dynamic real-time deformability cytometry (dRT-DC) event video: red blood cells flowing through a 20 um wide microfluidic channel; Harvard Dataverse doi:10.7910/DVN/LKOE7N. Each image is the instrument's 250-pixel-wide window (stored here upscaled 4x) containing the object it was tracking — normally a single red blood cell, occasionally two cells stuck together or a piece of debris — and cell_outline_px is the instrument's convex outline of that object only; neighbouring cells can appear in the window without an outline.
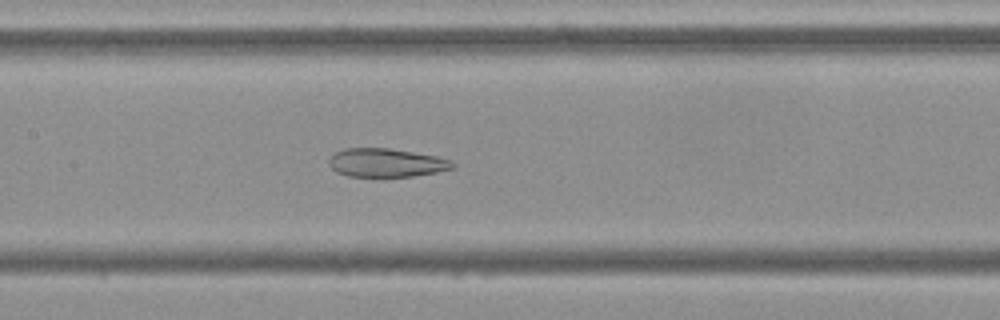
{"species": "Egyptian fruit bat (a non-hibernating species)", "species_latin": "Rousettus aegyptiacus", "temperature_condition": "cold", "stored_images_in_passage": 55, "camera_frame_rate_fps": 3000, "um_per_image_px": 0.085, "frame": {"image": 1, "passage_image": 26, "time_ms": 8.333, "image_size_px": [1000, 320], "cell_outline_px": [[456, 164], [452, 168], [436, 172], [412, 176], [384, 180], [348, 176], [336, 172], [328, 164], [328, 160], [332, 152], [344, 148], [388, 148], [436, 156], [448, 160]], "centroid_in_image_um": [32.74, 13.88], "position_along_channel_um": 174.7, "area_um2": 21.39}}
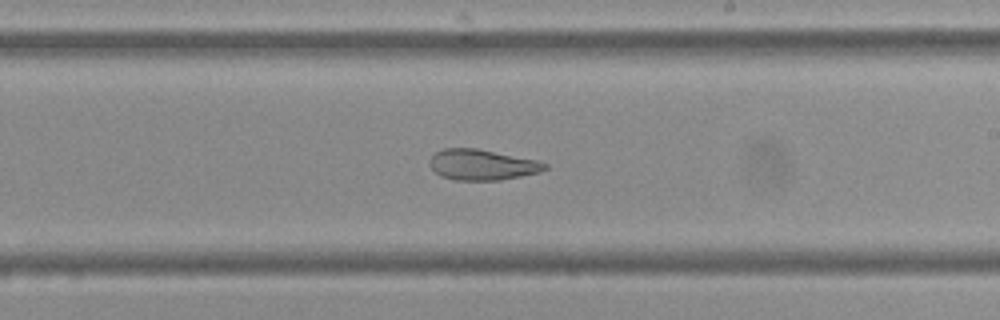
{"frame": {"image": 2, "passage_image": 32, "time_ms": 10.333, "image_size_px": [1000, 320], "cell_outline_px": [[548, 168], [540, 172], [500, 180], [456, 180], [440, 176], [428, 164], [428, 160], [436, 152], [444, 148], [476, 148], [540, 160], [548, 164]], "centroid_in_image_um": [41.0, 14.0], "position_along_channel_um": 248.0, "area_um2": 20.75}}
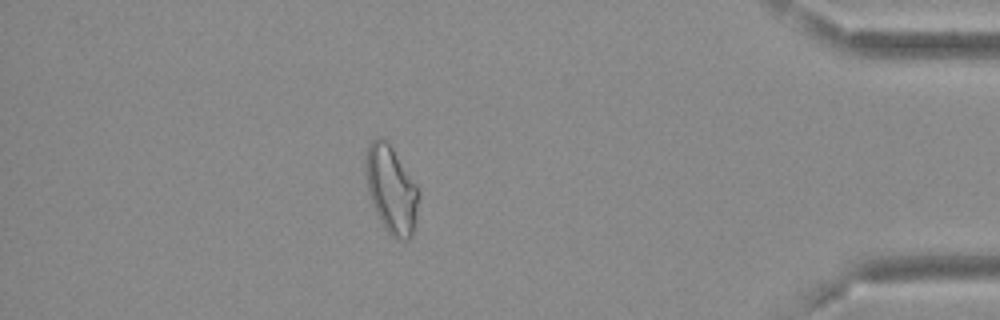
{"frame": {"image": 3, "passage_image": 48, "time_ms": 15.667, "image_size_px": [1000, 320], "cell_outline_px": [[420, 196], [416, 224], [412, 236], [408, 240], [396, 240], [384, 228], [372, 204], [368, 192], [364, 156], [368, 144], [372, 140], [380, 136], [384, 136], [388, 140], [416, 184], [420, 192]], "centroid_in_image_um": [33.27, 16.09], "position_along_channel_um": 401.9, "area_um2": 27.63}, "authors_computed_cell_mechanics": {"area_um2": 26.5302, "velocity_mm_per_s": 3.6921, "shape_relaxation_time_tau1_ms": null, "shape_relaxation_time_tau2_ms": 2.7249, "deformation_change_tau1": null, "deformation_change_tau2": 0.1039}}